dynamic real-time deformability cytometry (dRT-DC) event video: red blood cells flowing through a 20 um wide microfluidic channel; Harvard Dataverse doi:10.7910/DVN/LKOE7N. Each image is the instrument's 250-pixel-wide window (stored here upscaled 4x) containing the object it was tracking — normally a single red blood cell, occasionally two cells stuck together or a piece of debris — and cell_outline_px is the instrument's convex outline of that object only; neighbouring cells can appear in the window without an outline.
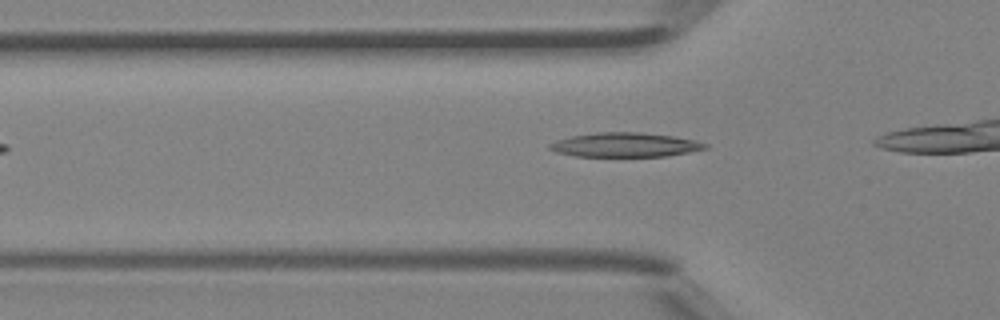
{"species": "Egyptian fruit bat (a non-hibernating species)", "species_latin": "Rousettus aegyptiacus", "temperature_condition": "room temperature", "stored_images_in_passage": 5, "camera_frame_rate_fps": 3000, "um_per_image_px": 0.085, "animal": {"sex": "female"}, "frame": {"image": 1, "passage_image": 2, "time_ms": 0.333, "image_size_px": [1000, 320], "cell_outline_px": [[708, 148], [668, 156], [576, 156], [556, 152], [548, 148], [548, 144], [556, 140], [572, 136], [596, 132], [640, 132], [672, 136], [692, 140], [708, 144]], "centroid_in_image_um": [53.1, 12.31], "position_along_channel_um": 72.7, "area_um2": 21.85}}
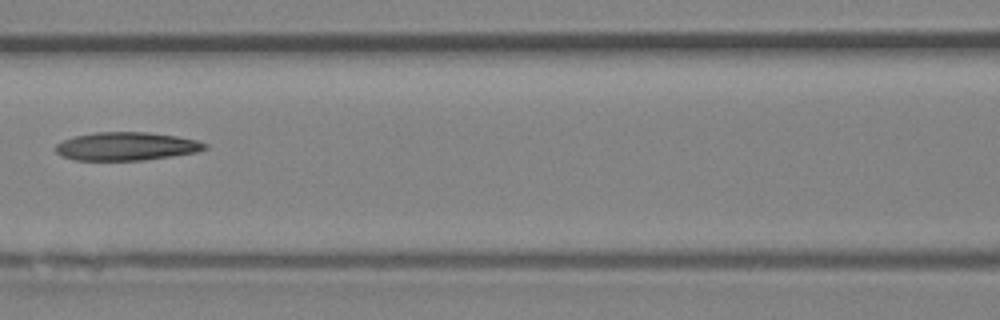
{"frame": {"image": 2, "passage_image": 5, "time_ms": 1.333, "image_size_px": [1000, 320], "cell_outline_px": [[208, 148], [196, 152], [172, 156], [144, 160], [76, 160], [60, 156], [56, 152], [56, 144], [64, 140], [76, 136], [96, 132], [148, 132], [176, 136], [196, 140], [208, 144]], "centroid_in_image_um": [10.75, 12.44], "position_along_channel_um": 155.8, "area_um2": 24.51}}